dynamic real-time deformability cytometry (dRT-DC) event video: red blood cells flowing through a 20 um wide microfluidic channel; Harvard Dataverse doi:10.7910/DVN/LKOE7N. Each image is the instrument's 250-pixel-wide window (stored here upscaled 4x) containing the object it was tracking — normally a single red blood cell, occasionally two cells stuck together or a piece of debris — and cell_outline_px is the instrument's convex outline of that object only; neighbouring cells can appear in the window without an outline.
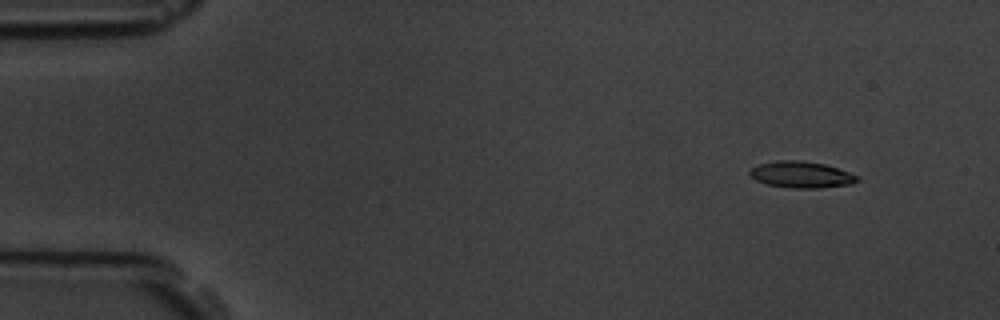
{"species": "common noctule bat (a hibernating species)", "species_latin": "Nyctalus noctula", "temperature_condition": "room temperature", "stored_images_in_passage": 4, "camera_frame_rate_fps": 3000, "um_per_image_px": 0.085, "animal": {"sex": "male", "body_mass_g": 19.5, "forearm_length_mm": 54.6}, "frame": {"image": 1, "passage_image": 1, "time_ms": 0.0, "image_size_px": [1000, 320], "cell_outline_px": [[860, 180], [852, 184], [820, 188], [788, 188], [768, 184], [756, 180], [748, 172], [752, 168], [760, 164], [776, 160], [800, 160], [824, 164], [860, 176]], "centroid_in_image_um": [68.14, 14.85], "position_along_channel_um": 16.9, "area_um2": 16.53}}